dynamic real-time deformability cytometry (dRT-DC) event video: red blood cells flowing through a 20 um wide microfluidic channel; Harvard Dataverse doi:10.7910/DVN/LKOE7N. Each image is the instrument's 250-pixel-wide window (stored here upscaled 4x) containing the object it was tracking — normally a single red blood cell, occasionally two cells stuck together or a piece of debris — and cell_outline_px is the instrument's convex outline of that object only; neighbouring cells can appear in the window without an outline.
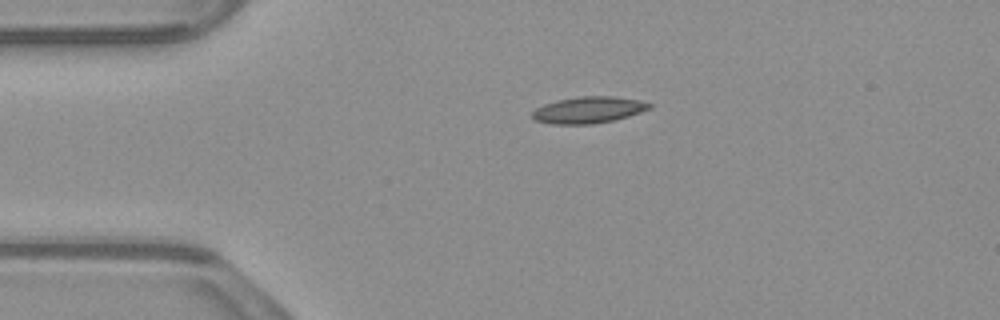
{"species": "common noctule bat (a hibernating species)", "species_latin": "Nyctalus noctula", "temperature_condition": "warm", "stored_images_in_passage": 42, "camera_frame_rate_fps": 3000, "um_per_image_px": 0.085, "animal": {"sex": "male", "body_mass_g": 23.1, "forearm_length_mm": 52.7}, "frame": {"image": 1, "passage_image": 1, "time_ms": 0.0, "image_size_px": [1000, 320], "cell_outline_px": [[652, 108], [616, 120], [592, 124], [552, 124], [536, 120], [532, 116], [532, 112], [536, 108], [544, 104], [556, 100], [580, 96], [612, 96], [640, 100], [652, 104]], "centroid_in_image_um": [50.04, 9.34], "position_along_channel_um": 35.0, "area_um2": 18.15}}
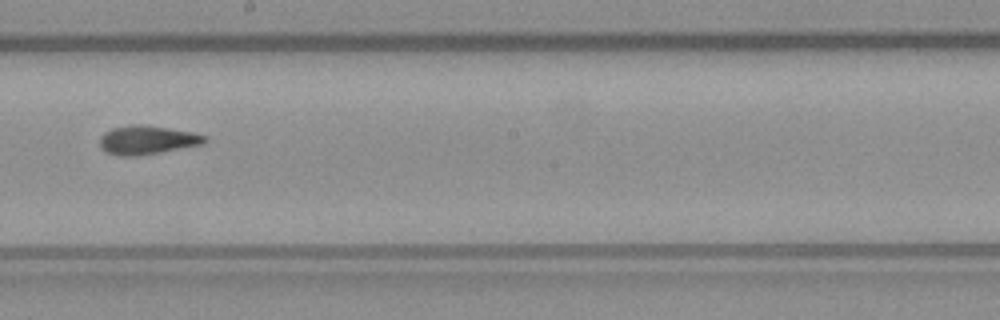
{"frame": {"image": 2, "passage_image": 19, "time_ms": 6.0, "image_size_px": [1000, 320], "cell_outline_px": [[208, 140], [204, 144], [140, 156], [116, 156], [100, 148], [100, 136], [104, 132], [112, 128], [132, 124], [144, 124], [192, 132], [208, 136]], "centroid_in_image_um": [12.51, 11.9], "position_along_channel_um": 235.7, "area_um2": 17.86}}
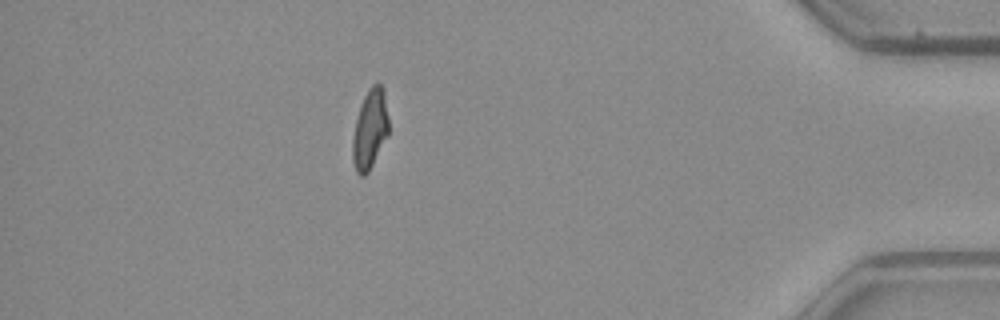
{"frame": {"image": 3, "passage_image": 36, "time_ms": 11.667, "image_size_px": [1000, 320], "cell_outline_px": [[388, 136], [368, 172], [364, 176], [360, 176], [356, 172], [352, 160], [352, 140], [356, 120], [360, 104], [368, 88], [376, 80], [380, 84], [384, 92], [388, 116]], "centroid_in_image_um": [31.44, 10.97], "position_along_channel_um": 403.8, "area_um2": 16.88}, "authors_computed_cell_mechanics": {"area_um2": 17.051, "velocity_mm_per_s": 3.9054, "shape_relaxation_time_tau1_ms": 9.4028, "shape_relaxation_time_tau2_ms": 2.5702, "deformation_change_tau1": 0.2189, "deformation_change_tau2": 0.1001}}